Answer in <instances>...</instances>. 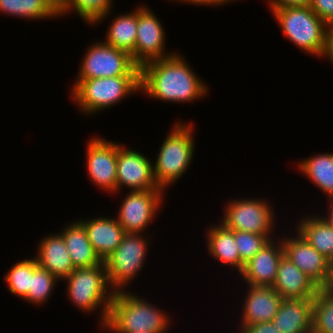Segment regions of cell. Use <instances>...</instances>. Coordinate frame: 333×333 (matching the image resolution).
<instances>
[{
	"label": "cell",
	"mask_w": 333,
	"mask_h": 333,
	"mask_svg": "<svg viewBox=\"0 0 333 333\" xmlns=\"http://www.w3.org/2000/svg\"><path fill=\"white\" fill-rule=\"evenodd\" d=\"M185 59L177 51L144 64L140 68V93L165 103H192L207 97L209 86Z\"/></svg>",
	"instance_id": "1"
},
{
	"label": "cell",
	"mask_w": 333,
	"mask_h": 333,
	"mask_svg": "<svg viewBox=\"0 0 333 333\" xmlns=\"http://www.w3.org/2000/svg\"><path fill=\"white\" fill-rule=\"evenodd\" d=\"M114 293L105 325L112 333H168L172 318L168 312L131 291Z\"/></svg>",
	"instance_id": "2"
},
{
	"label": "cell",
	"mask_w": 333,
	"mask_h": 333,
	"mask_svg": "<svg viewBox=\"0 0 333 333\" xmlns=\"http://www.w3.org/2000/svg\"><path fill=\"white\" fill-rule=\"evenodd\" d=\"M193 125V121L176 120L153 161L155 182L165 192L167 187L177 183L185 175L193 163L196 148Z\"/></svg>",
	"instance_id": "3"
},
{
	"label": "cell",
	"mask_w": 333,
	"mask_h": 333,
	"mask_svg": "<svg viewBox=\"0 0 333 333\" xmlns=\"http://www.w3.org/2000/svg\"><path fill=\"white\" fill-rule=\"evenodd\" d=\"M70 89V99L73 104L83 115L89 117L102 113L127 97L141 92L140 76L75 79Z\"/></svg>",
	"instance_id": "4"
},
{
	"label": "cell",
	"mask_w": 333,
	"mask_h": 333,
	"mask_svg": "<svg viewBox=\"0 0 333 333\" xmlns=\"http://www.w3.org/2000/svg\"><path fill=\"white\" fill-rule=\"evenodd\" d=\"M69 301L88 315L99 309V328L107 321L114 291L110 288L104 261L88 268H75L65 279Z\"/></svg>",
	"instance_id": "5"
},
{
	"label": "cell",
	"mask_w": 333,
	"mask_h": 333,
	"mask_svg": "<svg viewBox=\"0 0 333 333\" xmlns=\"http://www.w3.org/2000/svg\"><path fill=\"white\" fill-rule=\"evenodd\" d=\"M283 35L305 54L324 58L327 49V24L310 6H287L272 11Z\"/></svg>",
	"instance_id": "6"
},
{
	"label": "cell",
	"mask_w": 333,
	"mask_h": 333,
	"mask_svg": "<svg viewBox=\"0 0 333 333\" xmlns=\"http://www.w3.org/2000/svg\"><path fill=\"white\" fill-rule=\"evenodd\" d=\"M151 237L150 233H126L119 246L105 259L108 282L115 293L127 291V285L144 269Z\"/></svg>",
	"instance_id": "7"
},
{
	"label": "cell",
	"mask_w": 333,
	"mask_h": 333,
	"mask_svg": "<svg viewBox=\"0 0 333 333\" xmlns=\"http://www.w3.org/2000/svg\"><path fill=\"white\" fill-rule=\"evenodd\" d=\"M267 200L250 196L244 199L243 196L238 199H229L223 210L224 216L219 223L230 230L265 235L273 240L275 235L278 236V233H274L277 222L276 212H274L273 204Z\"/></svg>",
	"instance_id": "8"
},
{
	"label": "cell",
	"mask_w": 333,
	"mask_h": 333,
	"mask_svg": "<svg viewBox=\"0 0 333 333\" xmlns=\"http://www.w3.org/2000/svg\"><path fill=\"white\" fill-rule=\"evenodd\" d=\"M94 42L86 48L85 55H82L75 79L140 76V68L128 52L110 46L104 41Z\"/></svg>",
	"instance_id": "9"
},
{
	"label": "cell",
	"mask_w": 333,
	"mask_h": 333,
	"mask_svg": "<svg viewBox=\"0 0 333 333\" xmlns=\"http://www.w3.org/2000/svg\"><path fill=\"white\" fill-rule=\"evenodd\" d=\"M118 207L116 218L126 233L146 234L160 208L164 204L165 194L162 189H147L140 191H126Z\"/></svg>",
	"instance_id": "10"
},
{
	"label": "cell",
	"mask_w": 333,
	"mask_h": 333,
	"mask_svg": "<svg viewBox=\"0 0 333 333\" xmlns=\"http://www.w3.org/2000/svg\"><path fill=\"white\" fill-rule=\"evenodd\" d=\"M164 26L150 7L138 6L137 39L133 62L141 68L144 64L173 55L176 51H166V35ZM166 39V40H165Z\"/></svg>",
	"instance_id": "11"
},
{
	"label": "cell",
	"mask_w": 333,
	"mask_h": 333,
	"mask_svg": "<svg viewBox=\"0 0 333 333\" xmlns=\"http://www.w3.org/2000/svg\"><path fill=\"white\" fill-rule=\"evenodd\" d=\"M87 141L85 162L91 183L108 194H115L118 141H109L99 135Z\"/></svg>",
	"instance_id": "12"
},
{
	"label": "cell",
	"mask_w": 333,
	"mask_h": 333,
	"mask_svg": "<svg viewBox=\"0 0 333 333\" xmlns=\"http://www.w3.org/2000/svg\"><path fill=\"white\" fill-rule=\"evenodd\" d=\"M152 162L146 154L118 142L116 194L123 188L129 191L160 189L154 179Z\"/></svg>",
	"instance_id": "13"
},
{
	"label": "cell",
	"mask_w": 333,
	"mask_h": 333,
	"mask_svg": "<svg viewBox=\"0 0 333 333\" xmlns=\"http://www.w3.org/2000/svg\"><path fill=\"white\" fill-rule=\"evenodd\" d=\"M295 234L282 236L284 256L321 287L328 275L330 261L312 247L296 230Z\"/></svg>",
	"instance_id": "14"
},
{
	"label": "cell",
	"mask_w": 333,
	"mask_h": 333,
	"mask_svg": "<svg viewBox=\"0 0 333 333\" xmlns=\"http://www.w3.org/2000/svg\"><path fill=\"white\" fill-rule=\"evenodd\" d=\"M270 240L243 267L238 275L246 285L272 287L275 283L278 265L284 256L282 240L278 236ZM278 238V239H277Z\"/></svg>",
	"instance_id": "15"
},
{
	"label": "cell",
	"mask_w": 333,
	"mask_h": 333,
	"mask_svg": "<svg viewBox=\"0 0 333 333\" xmlns=\"http://www.w3.org/2000/svg\"><path fill=\"white\" fill-rule=\"evenodd\" d=\"M247 286L243 299L240 326L270 322L278 312L283 298L273 287Z\"/></svg>",
	"instance_id": "16"
},
{
	"label": "cell",
	"mask_w": 333,
	"mask_h": 333,
	"mask_svg": "<svg viewBox=\"0 0 333 333\" xmlns=\"http://www.w3.org/2000/svg\"><path fill=\"white\" fill-rule=\"evenodd\" d=\"M273 289L283 299H314L320 287L286 256L278 265Z\"/></svg>",
	"instance_id": "17"
},
{
	"label": "cell",
	"mask_w": 333,
	"mask_h": 333,
	"mask_svg": "<svg viewBox=\"0 0 333 333\" xmlns=\"http://www.w3.org/2000/svg\"><path fill=\"white\" fill-rule=\"evenodd\" d=\"M97 217L77 219V221L84 227L87 237L99 258L105 261L122 242L126 232L119 225L116 217Z\"/></svg>",
	"instance_id": "18"
},
{
	"label": "cell",
	"mask_w": 333,
	"mask_h": 333,
	"mask_svg": "<svg viewBox=\"0 0 333 333\" xmlns=\"http://www.w3.org/2000/svg\"><path fill=\"white\" fill-rule=\"evenodd\" d=\"M37 247L34 258L38 266L46 269L60 281L75 270L62 235L59 232L44 236L37 243Z\"/></svg>",
	"instance_id": "19"
},
{
	"label": "cell",
	"mask_w": 333,
	"mask_h": 333,
	"mask_svg": "<svg viewBox=\"0 0 333 333\" xmlns=\"http://www.w3.org/2000/svg\"><path fill=\"white\" fill-rule=\"evenodd\" d=\"M313 299H283L272 323L281 333H311Z\"/></svg>",
	"instance_id": "20"
},
{
	"label": "cell",
	"mask_w": 333,
	"mask_h": 333,
	"mask_svg": "<svg viewBox=\"0 0 333 333\" xmlns=\"http://www.w3.org/2000/svg\"><path fill=\"white\" fill-rule=\"evenodd\" d=\"M206 245L210 257L217 260L221 265L230 266L240 274L244 267V262L240 259V254L236 246L234 231L226 228L219 222L207 227Z\"/></svg>",
	"instance_id": "21"
},
{
	"label": "cell",
	"mask_w": 333,
	"mask_h": 333,
	"mask_svg": "<svg viewBox=\"0 0 333 333\" xmlns=\"http://www.w3.org/2000/svg\"><path fill=\"white\" fill-rule=\"evenodd\" d=\"M59 233L75 268L93 267L103 262L90 243L84 227L77 220L64 225Z\"/></svg>",
	"instance_id": "22"
},
{
	"label": "cell",
	"mask_w": 333,
	"mask_h": 333,
	"mask_svg": "<svg viewBox=\"0 0 333 333\" xmlns=\"http://www.w3.org/2000/svg\"><path fill=\"white\" fill-rule=\"evenodd\" d=\"M296 231L330 262L333 261V229L320 214L305 215L297 221Z\"/></svg>",
	"instance_id": "23"
},
{
	"label": "cell",
	"mask_w": 333,
	"mask_h": 333,
	"mask_svg": "<svg viewBox=\"0 0 333 333\" xmlns=\"http://www.w3.org/2000/svg\"><path fill=\"white\" fill-rule=\"evenodd\" d=\"M300 174L326 195L333 199V152L314 154L296 162Z\"/></svg>",
	"instance_id": "24"
},
{
	"label": "cell",
	"mask_w": 333,
	"mask_h": 333,
	"mask_svg": "<svg viewBox=\"0 0 333 333\" xmlns=\"http://www.w3.org/2000/svg\"><path fill=\"white\" fill-rule=\"evenodd\" d=\"M116 16L114 19L111 18V24H109L103 41L131 55L137 39L138 5L134 10Z\"/></svg>",
	"instance_id": "25"
},
{
	"label": "cell",
	"mask_w": 333,
	"mask_h": 333,
	"mask_svg": "<svg viewBox=\"0 0 333 333\" xmlns=\"http://www.w3.org/2000/svg\"><path fill=\"white\" fill-rule=\"evenodd\" d=\"M113 5V0H63L58 9V17L62 18L73 12L83 22L96 27L113 13Z\"/></svg>",
	"instance_id": "26"
},
{
	"label": "cell",
	"mask_w": 333,
	"mask_h": 333,
	"mask_svg": "<svg viewBox=\"0 0 333 333\" xmlns=\"http://www.w3.org/2000/svg\"><path fill=\"white\" fill-rule=\"evenodd\" d=\"M1 12L7 16L33 21L59 19L58 10L48 0H0Z\"/></svg>",
	"instance_id": "27"
},
{
	"label": "cell",
	"mask_w": 333,
	"mask_h": 333,
	"mask_svg": "<svg viewBox=\"0 0 333 333\" xmlns=\"http://www.w3.org/2000/svg\"><path fill=\"white\" fill-rule=\"evenodd\" d=\"M60 280L49 273L46 269L38 266L37 261L32 257V283L28 294L22 299L33 306L45 305L54 292Z\"/></svg>",
	"instance_id": "28"
},
{
	"label": "cell",
	"mask_w": 333,
	"mask_h": 333,
	"mask_svg": "<svg viewBox=\"0 0 333 333\" xmlns=\"http://www.w3.org/2000/svg\"><path fill=\"white\" fill-rule=\"evenodd\" d=\"M3 280L8 285L7 288L11 294L22 300L31 288L32 257L20 260L12 265L3 277Z\"/></svg>",
	"instance_id": "29"
},
{
	"label": "cell",
	"mask_w": 333,
	"mask_h": 333,
	"mask_svg": "<svg viewBox=\"0 0 333 333\" xmlns=\"http://www.w3.org/2000/svg\"><path fill=\"white\" fill-rule=\"evenodd\" d=\"M311 333H333V298L321 290L313 299Z\"/></svg>",
	"instance_id": "30"
},
{
	"label": "cell",
	"mask_w": 333,
	"mask_h": 333,
	"mask_svg": "<svg viewBox=\"0 0 333 333\" xmlns=\"http://www.w3.org/2000/svg\"><path fill=\"white\" fill-rule=\"evenodd\" d=\"M233 231L236 246L240 254V259L244 263L250 260L270 241V239L265 235H259L256 233L243 232L238 230Z\"/></svg>",
	"instance_id": "31"
},
{
	"label": "cell",
	"mask_w": 333,
	"mask_h": 333,
	"mask_svg": "<svg viewBox=\"0 0 333 333\" xmlns=\"http://www.w3.org/2000/svg\"><path fill=\"white\" fill-rule=\"evenodd\" d=\"M309 6L327 25L333 22V0H311Z\"/></svg>",
	"instance_id": "32"
},
{
	"label": "cell",
	"mask_w": 333,
	"mask_h": 333,
	"mask_svg": "<svg viewBox=\"0 0 333 333\" xmlns=\"http://www.w3.org/2000/svg\"><path fill=\"white\" fill-rule=\"evenodd\" d=\"M238 333H281L272 321L238 327Z\"/></svg>",
	"instance_id": "33"
},
{
	"label": "cell",
	"mask_w": 333,
	"mask_h": 333,
	"mask_svg": "<svg viewBox=\"0 0 333 333\" xmlns=\"http://www.w3.org/2000/svg\"><path fill=\"white\" fill-rule=\"evenodd\" d=\"M268 1L270 12L275 8L287 7V6H309L311 0H266Z\"/></svg>",
	"instance_id": "34"
},
{
	"label": "cell",
	"mask_w": 333,
	"mask_h": 333,
	"mask_svg": "<svg viewBox=\"0 0 333 333\" xmlns=\"http://www.w3.org/2000/svg\"><path fill=\"white\" fill-rule=\"evenodd\" d=\"M175 1L177 3H181L182 4L186 3V4H191V5H197V6H215L218 8V6H223V5H228V3L230 2H235V1H239V0H170Z\"/></svg>",
	"instance_id": "35"
},
{
	"label": "cell",
	"mask_w": 333,
	"mask_h": 333,
	"mask_svg": "<svg viewBox=\"0 0 333 333\" xmlns=\"http://www.w3.org/2000/svg\"><path fill=\"white\" fill-rule=\"evenodd\" d=\"M333 65V22L327 25V49L324 56Z\"/></svg>",
	"instance_id": "36"
},
{
	"label": "cell",
	"mask_w": 333,
	"mask_h": 333,
	"mask_svg": "<svg viewBox=\"0 0 333 333\" xmlns=\"http://www.w3.org/2000/svg\"><path fill=\"white\" fill-rule=\"evenodd\" d=\"M320 290L325 295L333 298V261L330 262V268L328 271L327 279L325 283L320 287Z\"/></svg>",
	"instance_id": "37"
},
{
	"label": "cell",
	"mask_w": 333,
	"mask_h": 333,
	"mask_svg": "<svg viewBox=\"0 0 333 333\" xmlns=\"http://www.w3.org/2000/svg\"><path fill=\"white\" fill-rule=\"evenodd\" d=\"M327 204H329L327 210H325V214H321V216L327 221V223L331 226L333 229V199H328Z\"/></svg>",
	"instance_id": "38"
},
{
	"label": "cell",
	"mask_w": 333,
	"mask_h": 333,
	"mask_svg": "<svg viewBox=\"0 0 333 333\" xmlns=\"http://www.w3.org/2000/svg\"><path fill=\"white\" fill-rule=\"evenodd\" d=\"M48 1L58 10L63 0H48Z\"/></svg>",
	"instance_id": "39"
}]
</instances>
